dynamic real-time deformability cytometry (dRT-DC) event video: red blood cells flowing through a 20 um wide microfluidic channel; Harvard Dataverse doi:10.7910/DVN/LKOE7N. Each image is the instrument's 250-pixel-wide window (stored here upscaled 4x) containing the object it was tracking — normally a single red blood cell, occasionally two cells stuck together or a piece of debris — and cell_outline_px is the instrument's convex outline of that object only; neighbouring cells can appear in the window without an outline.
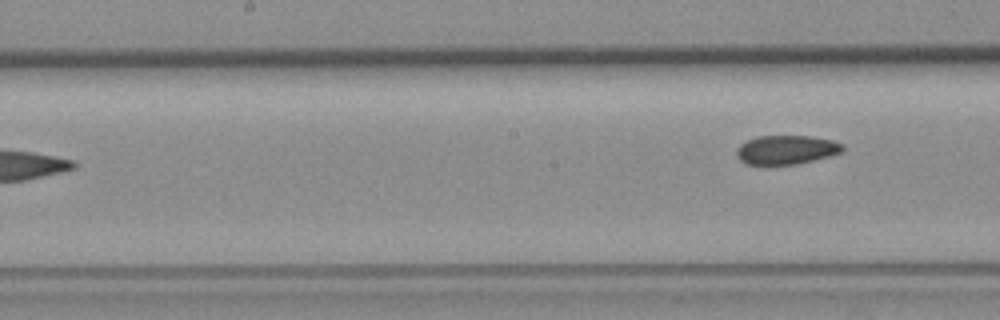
{"species": "common noctule bat (a hibernating species)", "species_latin": "Nyctalus noctula", "temperature_condition": "room temperature", "stored_images_in_passage": 8, "camera_frame_rate_fps": 3000, "um_per_image_px": 0.085, "animal": {"sex": "female", "body_mass_g": 19.3, "forearm_length_mm": 54.1}, "frame": {"image": 1, "passage_image": 8, "time_ms": 8.0, "image_size_px": [1000, 320], "cell_outline_px": [[844, 152], [796, 164], [768, 168], [764, 168], [744, 164], [736, 156], [736, 148], [740, 144], [756, 136], [812, 136], [832, 140], [844, 144]], "centroid_in_image_um": [66.77, 12.78], "position_along_channel_um": 181.4, "area_um2": 18.79}}